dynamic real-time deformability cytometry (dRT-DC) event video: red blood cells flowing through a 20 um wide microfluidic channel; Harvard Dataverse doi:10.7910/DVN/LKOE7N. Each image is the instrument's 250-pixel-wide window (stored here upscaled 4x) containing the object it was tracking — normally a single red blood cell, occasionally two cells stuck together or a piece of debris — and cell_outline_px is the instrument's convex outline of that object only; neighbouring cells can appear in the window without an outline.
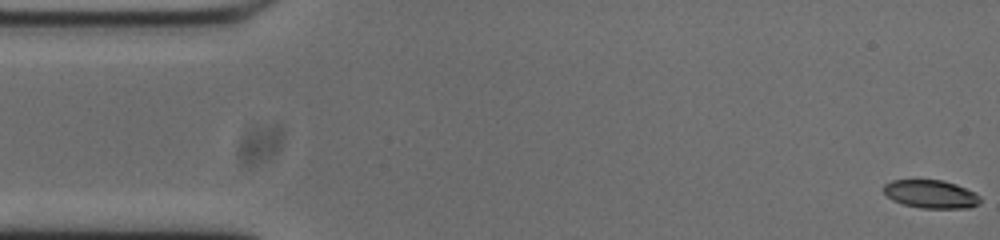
{"species": "common noctule bat (a hibernating species)", "species_latin": "Nyctalus noctula", "temperature_condition": "cold", "stored_images_in_passage": 49, "camera_frame_rate_fps": 3000, "um_per_image_px": 0.085, "animal": {"sex": "male", "body_mass_g": 20.0, "forearm_length_mm": 53.3}, "frame": {"image": 1, "passage_image": 1, "time_ms": 0.0, "image_size_px": [1000, 240], "cell_outline_px": [[980, 204], [968, 208], [920, 208], [904, 204], [892, 200], [884, 192], [884, 184], [892, 180], [944, 180], [956, 184], [976, 192], [980, 196]], "centroid_in_image_um": [79.16, 16.5], "position_along_channel_um": 5.8, "area_um2": 15.95}}
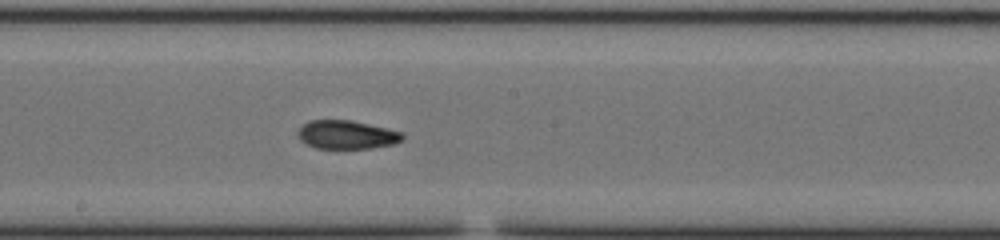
{"frame": {"image": 2, "passage_image": 28, "time_ms": 9.0, "image_size_px": [1000, 240], "cell_outline_px": [[404, 140], [396, 144], [372, 148], [316, 148], [300, 140], [296, 132], [308, 120], [352, 120], [388, 128], [404, 132]], "centroid_in_image_um": [29.52, 11.44], "position_along_channel_um": 218.7, "area_um2": 17.63}}
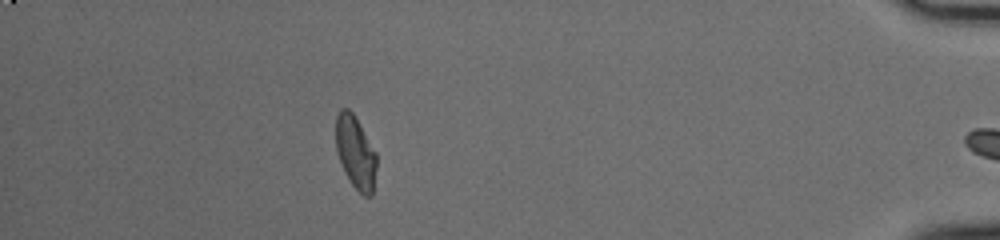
{"frame": {"image": 3, "passage_image": 48, "time_ms": 15.667, "image_size_px": [1000, 240], "cell_outline_px": [[376, 168], [372, 196], [364, 196], [352, 184], [344, 172], [336, 152], [336, 116], [340, 108], [348, 108], [352, 112], [376, 152]], "centroid_in_image_um": [30.2, 12.95], "position_along_channel_um": 405.0, "area_um2": 17.17}, "authors_computed_cell_mechanics": {"area_um2": 17.3978, "velocity_mm_per_s": 3.721, "shape_relaxation_time_tau1_ms": null, "shape_relaxation_time_tau2_ms": 5.5678, "deformation_change_tau1": null, "deformation_change_tau2": 0.0831}}